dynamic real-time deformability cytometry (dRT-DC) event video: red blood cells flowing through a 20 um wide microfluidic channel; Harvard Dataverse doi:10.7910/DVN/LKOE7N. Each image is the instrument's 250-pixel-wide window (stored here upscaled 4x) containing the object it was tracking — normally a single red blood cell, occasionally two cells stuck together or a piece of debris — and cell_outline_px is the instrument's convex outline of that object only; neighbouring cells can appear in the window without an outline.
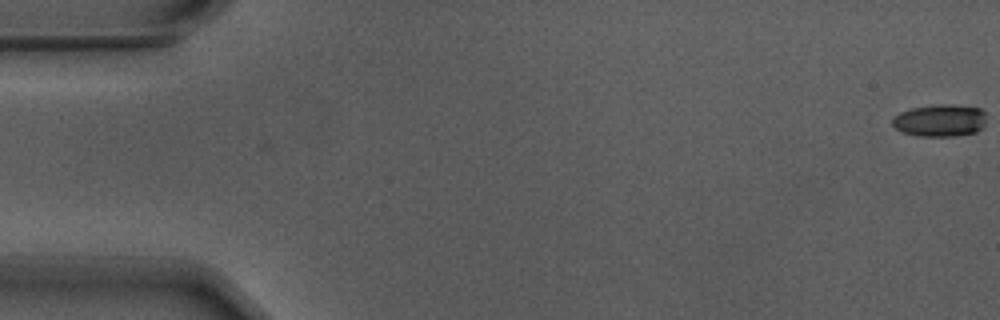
{"species": "Egyptian fruit bat (a non-hibernating species)", "species_latin": "Rousettus aegyptiacus", "temperature_condition": "warm", "stored_images_in_passage": 2, "camera_frame_rate_fps": 3000, "um_per_image_px": 0.085, "animal": {"sex": "male"}, "frame": {"image": 1, "passage_image": 2, "time_ms": 0.333, "image_size_px": [1000, 320], "cell_outline_px": [[984, 128], [976, 132], [952, 136], [920, 136], [904, 132], [896, 128], [892, 124], [892, 116], [900, 112], [912, 108], [944, 104], [980, 108], [984, 112]], "centroid_in_image_um": [79.89, 10.24], "position_along_channel_um": 5.1, "area_um2": 17.46}}